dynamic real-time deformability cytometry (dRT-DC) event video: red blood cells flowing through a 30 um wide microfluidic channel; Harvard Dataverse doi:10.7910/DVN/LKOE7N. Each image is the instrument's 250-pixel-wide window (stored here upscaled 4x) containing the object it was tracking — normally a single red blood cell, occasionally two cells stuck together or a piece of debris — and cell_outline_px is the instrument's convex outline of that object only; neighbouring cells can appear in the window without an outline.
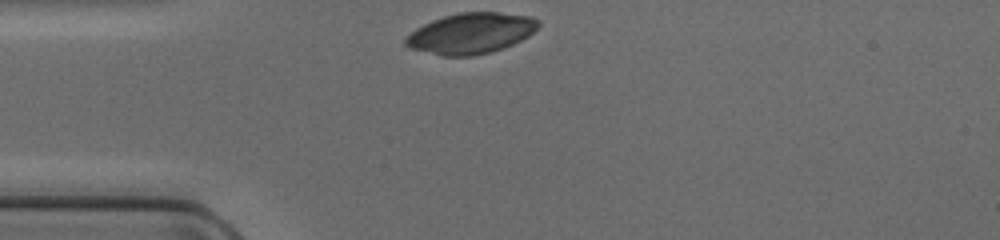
{"species": "common noctule bat (a hibernating species)", "species_latin": "Nyctalus noctula", "temperature_condition": "cold", "stored_images_in_passage": 27, "camera_frame_rate_fps": 3000, "um_per_image_px": 0.085, "animal": {"sex": "female", "body_mass_g": 17.0, "forearm_length_mm": 48.0}, "frame": {"image": 1, "passage_image": 1, "time_ms": 0.0, "image_size_px": [1000, 240], "cell_outline_px": [[540, 24], [528, 36], [504, 48], [492, 52], [472, 56], [440, 56], [412, 48], [404, 44], [404, 40], [416, 28], [432, 20], [444, 16], [460, 12], [496, 12], [528, 16], [540, 20]], "centroid_in_image_um": [40.03, 2.84], "position_along_channel_um": 45.0, "area_um2": 31.33}}
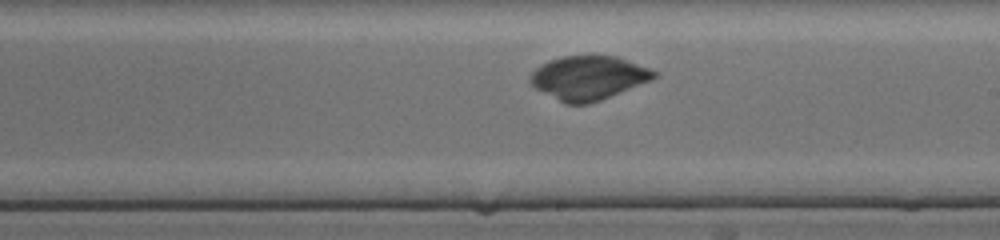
{"frame": {"image": 2, "passage_image": 16, "time_ms": 5.0, "image_size_px": [1000, 240], "cell_outline_px": [[656, 76], [652, 80], [600, 100], [588, 104], [564, 104], [536, 88], [528, 80], [528, 76], [540, 64], [548, 60], [560, 56], [616, 56], [648, 68], [656, 72]], "centroid_in_image_um": [49.97, 6.61], "position_along_channel_um": 239.0, "area_um2": 31.5}}
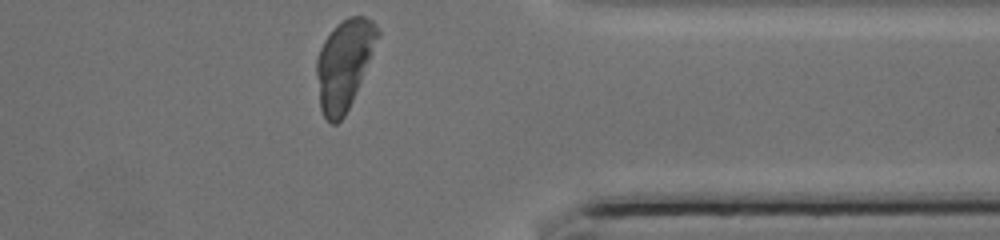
{"frame": {"image": 3, "passage_image": 27, "time_ms": 8.667, "image_size_px": [1000, 240], "cell_outline_px": [[380, 36], [352, 100], [344, 116], [336, 124], [332, 124], [324, 116], [320, 108], [316, 76], [316, 60], [320, 48], [324, 40], [332, 28], [336, 24], [348, 16], [364, 16], [372, 20], [376, 24], [380, 32]], "centroid_in_image_um": [29.24, 5.43], "position_along_channel_um": 382.2, "area_um2": 31.73}}